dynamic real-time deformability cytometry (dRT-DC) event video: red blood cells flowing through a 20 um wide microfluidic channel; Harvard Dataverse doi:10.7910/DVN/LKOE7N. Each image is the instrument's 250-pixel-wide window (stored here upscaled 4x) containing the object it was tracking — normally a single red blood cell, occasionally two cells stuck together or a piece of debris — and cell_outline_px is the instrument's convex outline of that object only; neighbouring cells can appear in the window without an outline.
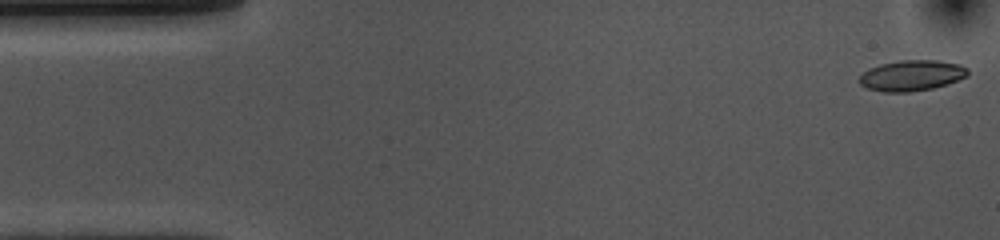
{"species": "common noctule bat (a hibernating species)", "species_latin": "Nyctalus noctula", "temperature_condition": "cold", "stored_images_in_passage": 55, "camera_frame_rate_fps": 3000, "um_per_image_px": 0.085, "animal": {"sex": "female", "body_mass_g": 10.0, "forearm_length_mm": 53.1}, "frame": {"image": 1, "passage_image": 1, "time_ms": 0.0, "image_size_px": [1000, 240], "cell_outline_px": [[968, 76], [932, 88], [908, 92], [884, 92], [868, 88], [860, 84], [856, 80], [868, 68], [880, 64], [900, 60], [936, 60], [960, 64], [968, 68]], "centroid_in_image_um": [77.46, 6.41], "position_along_channel_um": 7.5, "area_um2": 19.36}}
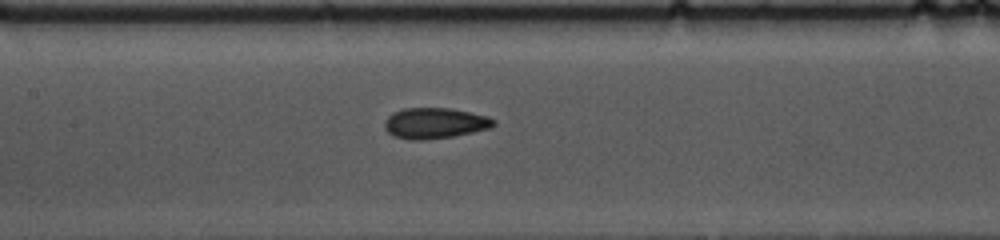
{"frame": {"image": 2, "passage_image": 24, "time_ms": 7.667, "image_size_px": [1000, 240], "cell_outline_px": [[496, 124], [492, 128], [452, 136], [424, 140], [412, 140], [396, 136], [388, 132], [384, 128], [384, 120], [392, 112], [404, 108], [452, 108], [488, 116], [496, 120]], "centroid_in_image_um": [36.97, 10.46], "position_along_channel_um": 170.4, "area_um2": 19.65}}
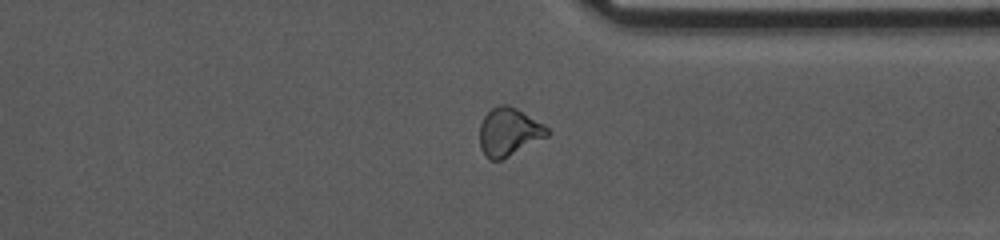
{"frame": {"image": 3, "passage_image": 41, "time_ms": 13.333, "image_size_px": [1000, 240], "cell_outline_px": [[552, 132], [548, 136], [500, 160], [488, 160], [480, 148], [480, 124], [484, 116], [492, 108], [500, 104], [508, 104], [516, 108], [544, 124]], "centroid_in_image_um": [43.25, 11.21], "position_along_channel_um": 368.1, "area_um2": 18.9}, "authors_computed_cell_mechanics": {"area_um2": 19.3052, "velocity_mm_per_s": 3.5508, "shape_relaxation_time_tau1_ms": 6.1174, "shape_relaxation_time_tau2_ms": 1.7516, "deformation_change_tau1": 0.128, "deformation_change_tau2": 0.062}}